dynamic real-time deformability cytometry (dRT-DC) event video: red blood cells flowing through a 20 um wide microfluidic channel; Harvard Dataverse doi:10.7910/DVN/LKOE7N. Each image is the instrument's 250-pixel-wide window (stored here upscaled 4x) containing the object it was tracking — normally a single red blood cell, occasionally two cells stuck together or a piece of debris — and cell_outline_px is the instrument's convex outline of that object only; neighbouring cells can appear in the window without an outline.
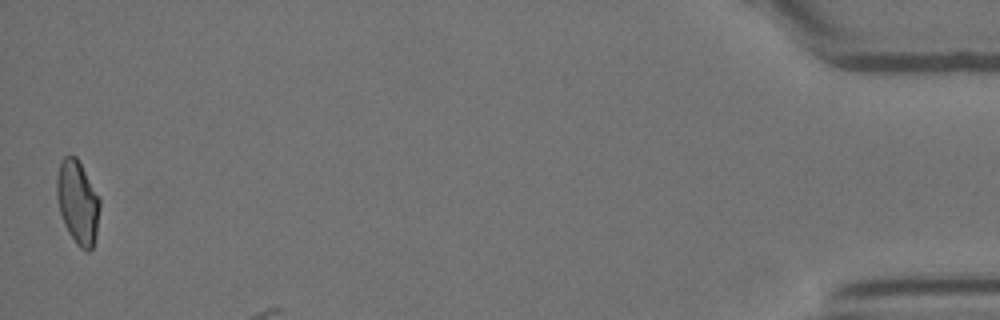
{"species": "Egyptian fruit bat (a non-hibernating species)", "species_latin": "Rousettus aegyptiacus", "temperature_condition": "room temperature", "stored_images_in_passage": 40, "camera_frame_rate_fps": 3000, "um_per_image_px": 0.085, "animal": {"sex": "female"}, "frame": {"image": 1, "passage_image": 40, "time_ms": 13.0, "image_size_px": [1000, 320], "cell_outline_px": [[100, 208], [96, 236], [92, 248], [88, 252], [84, 252], [76, 244], [68, 232], [64, 224], [60, 212], [56, 196], [56, 176], [60, 160], [64, 156], [76, 156], [100, 200]], "centroid_in_image_um": [6.58, 17.22], "position_along_channel_um": 428.6, "area_um2": 20.98}}